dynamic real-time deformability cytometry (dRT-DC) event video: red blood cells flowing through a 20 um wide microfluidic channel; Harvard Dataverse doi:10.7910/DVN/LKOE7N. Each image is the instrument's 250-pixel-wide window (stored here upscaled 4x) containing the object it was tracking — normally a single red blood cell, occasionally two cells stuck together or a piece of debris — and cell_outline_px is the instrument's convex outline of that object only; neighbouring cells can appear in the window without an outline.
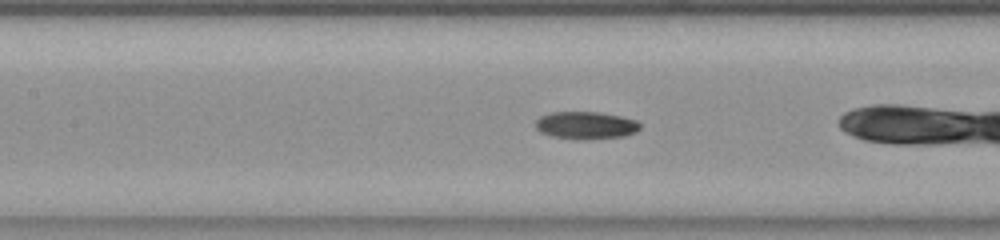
{"species": "common noctule bat (a hibernating species)", "species_latin": "Nyctalus noctula", "temperature_condition": "room temperature", "stored_images_in_passage": 39, "camera_frame_rate_fps": 3000, "um_per_image_px": 0.085, "animal": {"sex": "female", "body_mass_g": 23.0, "forearm_length_mm": 53.4}, "frame": {"image": 1, "passage_image": 21, "time_ms": 6.667, "image_size_px": [1000, 240], "cell_outline_px": [[640, 128], [636, 132], [624, 136], [588, 140], [580, 140], [552, 136], [540, 132], [536, 128], [536, 120], [540, 116], [552, 112], [600, 112], [620, 116], [636, 120], [640, 124]], "centroid_in_image_um": [49.8, 10.66], "position_along_channel_um": 157.6, "area_um2": 16.88}}
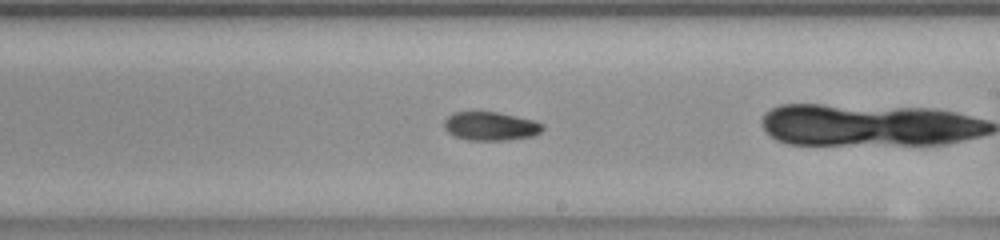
{"frame": {"image": 2, "passage_image": 28, "time_ms": 9.0, "image_size_px": [1000, 240], "cell_outline_px": [[544, 128], [540, 132], [532, 136], [508, 140], [468, 140], [452, 136], [444, 128], [444, 120], [448, 116], [456, 112], [496, 112], [516, 116], [532, 120], [544, 124]], "centroid_in_image_um": [41.68, 10.73], "position_along_channel_um": 247.3, "area_um2": 16.42}}
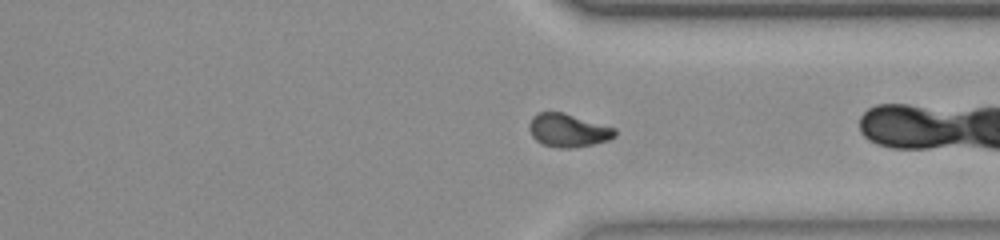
{"frame": {"image": 3, "passage_image": 37, "time_ms": 12.0, "image_size_px": [1000, 240], "cell_outline_px": [[616, 136], [608, 140], [592, 144], [572, 148], [560, 148], [544, 144], [536, 140], [532, 136], [528, 128], [528, 124], [532, 116], [536, 112], [564, 112], [616, 128]], "centroid_in_image_um": [48.27, 11.06], "position_along_channel_um": 363.1, "area_um2": 16.7}}